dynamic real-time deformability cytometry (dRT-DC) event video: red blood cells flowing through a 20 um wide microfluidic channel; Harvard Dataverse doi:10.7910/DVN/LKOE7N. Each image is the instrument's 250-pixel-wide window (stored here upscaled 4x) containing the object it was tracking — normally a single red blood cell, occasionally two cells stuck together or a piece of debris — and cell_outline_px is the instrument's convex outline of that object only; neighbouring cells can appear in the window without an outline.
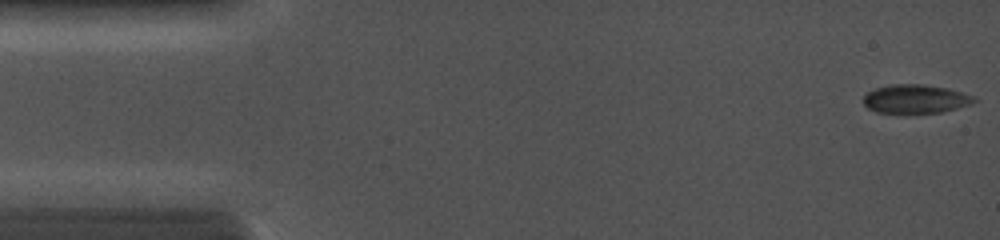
{"species": "common noctule bat (a hibernating species)", "species_latin": "Nyctalus noctula", "temperature_condition": "cold", "stored_images_in_passage": 86, "camera_frame_rate_fps": 5000, "um_per_image_px": 0.085, "animal": {"sex": "female", "body_mass_g": 19.0, "forearm_length_mm": 56.7}, "frame": {"image": 1, "passage_image": 1, "time_ms": 0.0, "image_size_px": [1000, 240], "cell_outline_px": [[976, 100], [968, 104], [956, 108], [940, 112], [876, 112], [868, 108], [864, 104], [864, 96], [868, 92], [876, 88], [892, 84], [924, 84], [948, 88], [972, 96]], "centroid_in_image_um": [77.78, 8.39], "position_along_channel_um": 7.2, "area_um2": 18.03}}
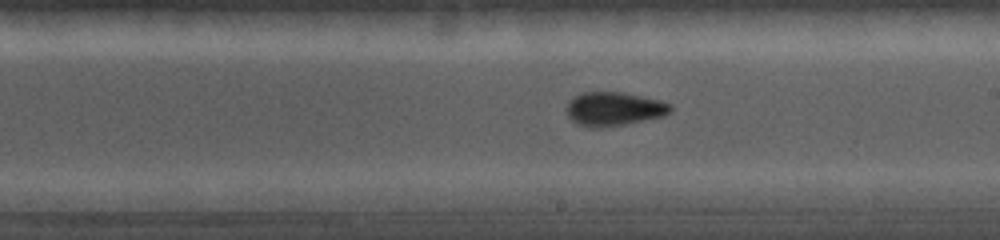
{"frame": {"image": 2, "passage_image": 61, "time_ms": 8.0, "image_size_px": [1000, 240], "cell_outline_px": [[672, 108], [664, 116], [604, 128], [588, 128], [576, 124], [568, 116], [568, 100], [572, 96], [580, 92], [624, 92], [660, 100], [672, 104]], "centroid_in_image_um": [52.15, 9.26], "position_along_channel_um": 236.8, "area_um2": 20.69}}
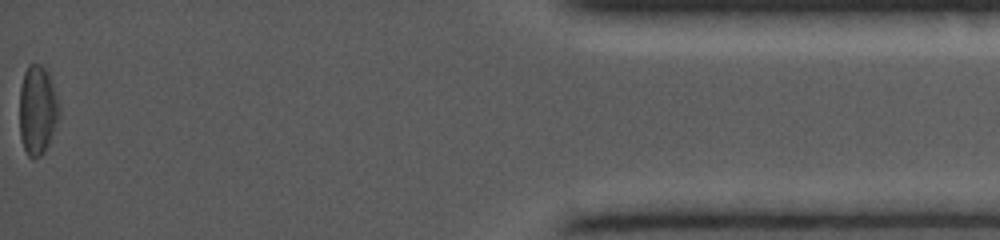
{"frame": {"image": 3, "passage_image": 86, "time_ms": 14.0, "image_size_px": [1000, 240], "cell_outline_px": [[60, 116], [48, 144], [44, 152], [40, 156], [32, 160], [28, 156], [24, 148], [20, 136], [20, 88], [24, 72], [28, 64], [40, 64], [48, 68], [60, 108]], "centroid_in_image_um": [3.19, 9.33], "position_along_channel_um": 432.0, "area_um2": 20.92}}